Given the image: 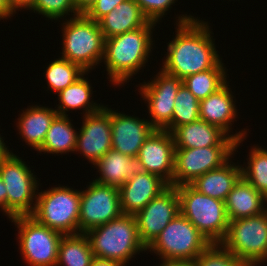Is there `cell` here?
I'll return each mask as SVG.
<instances>
[{
	"instance_id": "obj_1",
	"label": "cell",
	"mask_w": 267,
	"mask_h": 266,
	"mask_svg": "<svg viewBox=\"0 0 267 266\" xmlns=\"http://www.w3.org/2000/svg\"><path fill=\"white\" fill-rule=\"evenodd\" d=\"M178 18L176 35L168 42L161 69L181 80L208 69H226L216 51L208 22L187 14Z\"/></svg>"
},
{
	"instance_id": "obj_2",
	"label": "cell",
	"mask_w": 267,
	"mask_h": 266,
	"mask_svg": "<svg viewBox=\"0 0 267 266\" xmlns=\"http://www.w3.org/2000/svg\"><path fill=\"white\" fill-rule=\"evenodd\" d=\"M156 24L148 21L136 30L105 39L103 62L113 85H124L148 62Z\"/></svg>"
},
{
	"instance_id": "obj_3",
	"label": "cell",
	"mask_w": 267,
	"mask_h": 266,
	"mask_svg": "<svg viewBox=\"0 0 267 266\" xmlns=\"http://www.w3.org/2000/svg\"><path fill=\"white\" fill-rule=\"evenodd\" d=\"M95 257L126 266L137 253L147 251L140 240L134 215L122 214L86 233Z\"/></svg>"
},
{
	"instance_id": "obj_4",
	"label": "cell",
	"mask_w": 267,
	"mask_h": 266,
	"mask_svg": "<svg viewBox=\"0 0 267 266\" xmlns=\"http://www.w3.org/2000/svg\"><path fill=\"white\" fill-rule=\"evenodd\" d=\"M63 22L62 57L86 72L95 69L104 56L105 38L99 22L79 14Z\"/></svg>"
},
{
	"instance_id": "obj_5",
	"label": "cell",
	"mask_w": 267,
	"mask_h": 266,
	"mask_svg": "<svg viewBox=\"0 0 267 266\" xmlns=\"http://www.w3.org/2000/svg\"><path fill=\"white\" fill-rule=\"evenodd\" d=\"M180 213L186 217L210 243H221L228 231L229 219L225 202L198 192L190 184L177 186Z\"/></svg>"
},
{
	"instance_id": "obj_6",
	"label": "cell",
	"mask_w": 267,
	"mask_h": 266,
	"mask_svg": "<svg viewBox=\"0 0 267 266\" xmlns=\"http://www.w3.org/2000/svg\"><path fill=\"white\" fill-rule=\"evenodd\" d=\"M80 191L67 186L52 187L37 193L31 215L40 224L63 235L79 233Z\"/></svg>"
},
{
	"instance_id": "obj_7",
	"label": "cell",
	"mask_w": 267,
	"mask_h": 266,
	"mask_svg": "<svg viewBox=\"0 0 267 266\" xmlns=\"http://www.w3.org/2000/svg\"><path fill=\"white\" fill-rule=\"evenodd\" d=\"M210 244L208 239L179 213L146 249L159 255L161 260L193 262Z\"/></svg>"
},
{
	"instance_id": "obj_8",
	"label": "cell",
	"mask_w": 267,
	"mask_h": 266,
	"mask_svg": "<svg viewBox=\"0 0 267 266\" xmlns=\"http://www.w3.org/2000/svg\"><path fill=\"white\" fill-rule=\"evenodd\" d=\"M221 244L246 266L264 264L267 257V210L257 216L231 220Z\"/></svg>"
},
{
	"instance_id": "obj_9",
	"label": "cell",
	"mask_w": 267,
	"mask_h": 266,
	"mask_svg": "<svg viewBox=\"0 0 267 266\" xmlns=\"http://www.w3.org/2000/svg\"><path fill=\"white\" fill-rule=\"evenodd\" d=\"M33 174L26 162L13 152L0 162V176L7 190L9 219L33 214L39 188L38 178Z\"/></svg>"
},
{
	"instance_id": "obj_10",
	"label": "cell",
	"mask_w": 267,
	"mask_h": 266,
	"mask_svg": "<svg viewBox=\"0 0 267 266\" xmlns=\"http://www.w3.org/2000/svg\"><path fill=\"white\" fill-rule=\"evenodd\" d=\"M17 226L19 249L29 266H56L63 234L40 224L31 215L11 218Z\"/></svg>"
},
{
	"instance_id": "obj_11",
	"label": "cell",
	"mask_w": 267,
	"mask_h": 266,
	"mask_svg": "<svg viewBox=\"0 0 267 266\" xmlns=\"http://www.w3.org/2000/svg\"><path fill=\"white\" fill-rule=\"evenodd\" d=\"M246 140L235 142V146H208L204 148H175L172 186L192 183L206 172L217 169L233 157L234 151Z\"/></svg>"
},
{
	"instance_id": "obj_12",
	"label": "cell",
	"mask_w": 267,
	"mask_h": 266,
	"mask_svg": "<svg viewBox=\"0 0 267 266\" xmlns=\"http://www.w3.org/2000/svg\"><path fill=\"white\" fill-rule=\"evenodd\" d=\"M86 190L80 191L79 233L103 225L120 217L119 188L92 181Z\"/></svg>"
},
{
	"instance_id": "obj_13",
	"label": "cell",
	"mask_w": 267,
	"mask_h": 266,
	"mask_svg": "<svg viewBox=\"0 0 267 266\" xmlns=\"http://www.w3.org/2000/svg\"><path fill=\"white\" fill-rule=\"evenodd\" d=\"M154 80L140 84L139 93L148 104L150 124L155 130L172 131V116L175 96L183 81L160 69Z\"/></svg>"
},
{
	"instance_id": "obj_14",
	"label": "cell",
	"mask_w": 267,
	"mask_h": 266,
	"mask_svg": "<svg viewBox=\"0 0 267 266\" xmlns=\"http://www.w3.org/2000/svg\"><path fill=\"white\" fill-rule=\"evenodd\" d=\"M179 213L180 200L177 188L169 185L134 215L143 245L147 248Z\"/></svg>"
},
{
	"instance_id": "obj_15",
	"label": "cell",
	"mask_w": 267,
	"mask_h": 266,
	"mask_svg": "<svg viewBox=\"0 0 267 266\" xmlns=\"http://www.w3.org/2000/svg\"><path fill=\"white\" fill-rule=\"evenodd\" d=\"M83 117L75 151L94 164L112 148L111 108L104 106L100 111Z\"/></svg>"
},
{
	"instance_id": "obj_16",
	"label": "cell",
	"mask_w": 267,
	"mask_h": 266,
	"mask_svg": "<svg viewBox=\"0 0 267 266\" xmlns=\"http://www.w3.org/2000/svg\"><path fill=\"white\" fill-rule=\"evenodd\" d=\"M137 158L146 172L159 176L172 186L175 147L169 131L154 130L141 146Z\"/></svg>"
},
{
	"instance_id": "obj_17",
	"label": "cell",
	"mask_w": 267,
	"mask_h": 266,
	"mask_svg": "<svg viewBox=\"0 0 267 266\" xmlns=\"http://www.w3.org/2000/svg\"><path fill=\"white\" fill-rule=\"evenodd\" d=\"M111 109V142L118 152L137 157L141 146L155 130L147 119L118 113Z\"/></svg>"
},
{
	"instance_id": "obj_18",
	"label": "cell",
	"mask_w": 267,
	"mask_h": 266,
	"mask_svg": "<svg viewBox=\"0 0 267 266\" xmlns=\"http://www.w3.org/2000/svg\"><path fill=\"white\" fill-rule=\"evenodd\" d=\"M228 84V85H227ZM230 89L229 81L215 93L200 100L199 118L207 123L219 127L235 141L242 140L247 136L246 129L230 135L232 122L237 118L236 101ZM231 126V127H230Z\"/></svg>"
},
{
	"instance_id": "obj_19",
	"label": "cell",
	"mask_w": 267,
	"mask_h": 266,
	"mask_svg": "<svg viewBox=\"0 0 267 266\" xmlns=\"http://www.w3.org/2000/svg\"><path fill=\"white\" fill-rule=\"evenodd\" d=\"M169 185L155 174L138 173L119 188L123 214L135 215Z\"/></svg>"
},
{
	"instance_id": "obj_20",
	"label": "cell",
	"mask_w": 267,
	"mask_h": 266,
	"mask_svg": "<svg viewBox=\"0 0 267 266\" xmlns=\"http://www.w3.org/2000/svg\"><path fill=\"white\" fill-rule=\"evenodd\" d=\"M175 148L235 146V140L219 127L203 120L174 128L171 132Z\"/></svg>"
},
{
	"instance_id": "obj_21",
	"label": "cell",
	"mask_w": 267,
	"mask_h": 266,
	"mask_svg": "<svg viewBox=\"0 0 267 266\" xmlns=\"http://www.w3.org/2000/svg\"><path fill=\"white\" fill-rule=\"evenodd\" d=\"M93 165L100 174L94 181L116 188H120L134 175L146 172L137 157L126 156L113 148Z\"/></svg>"
},
{
	"instance_id": "obj_22",
	"label": "cell",
	"mask_w": 267,
	"mask_h": 266,
	"mask_svg": "<svg viewBox=\"0 0 267 266\" xmlns=\"http://www.w3.org/2000/svg\"><path fill=\"white\" fill-rule=\"evenodd\" d=\"M265 204L267 205V199L242 177L225 201L229 221L262 214L267 210Z\"/></svg>"
},
{
	"instance_id": "obj_23",
	"label": "cell",
	"mask_w": 267,
	"mask_h": 266,
	"mask_svg": "<svg viewBox=\"0 0 267 266\" xmlns=\"http://www.w3.org/2000/svg\"><path fill=\"white\" fill-rule=\"evenodd\" d=\"M241 177V165H236L229 159L221 167L196 178L190 185L204 195L225 202L228 193Z\"/></svg>"
},
{
	"instance_id": "obj_24",
	"label": "cell",
	"mask_w": 267,
	"mask_h": 266,
	"mask_svg": "<svg viewBox=\"0 0 267 266\" xmlns=\"http://www.w3.org/2000/svg\"><path fill=\"white\" fill-rule=\"evenodd\" d=\"M30 107V108H29ZM18 118L19 135L27 145L39 150L57 111L41 105L29 106Z\"/></svg>"
},
{
	"instance_id": "obj_25",
	"label": "cell",
	"mask_w": 267,
	"mask_h": 266,
	"mask_svg": "<svg viewBox=\"0 0 267 266\" xmlns=\"http://www.w3.org/2000/svg\"><path fill=\"white\" fill-rule=\"evenodd\" d=\"M149 20L134 0L120 3L104 16L99 25L105 39L143 27Z\"/></svg>"
},
{
	"instance_id": "obj_26",
	"label": "cell",
	"mask_w": 267,
	"mask_h": 266,
	"mask_svg": "<svg viewBox=\"0 0 267 266\" xmlns=\"http://www.w3.org/2000/svg\"><path fill=\"white\" fill-rule=\"evenodd\" d=\"M91 85L81 76L76 82L58 93L59 106L55 109L59 115H68L66 111L82 109L84 116L100 111L104 105L91 101Z\"/></svg>"
},
{
	"instance_id": "obj_27",
	"label": "cell",
	"mask_w": 267,
	"mask_h": 266,
	"mask_svg": "<svg viewBox=\"0 0 267 266\" xmlns=\"http://www.w3.org/2000/svg\"><path fill=\"white\" fill-rule=\"evenodd\" d=\"M68 115L57 114L51 122L39 153L64 154L75 152L77 134Z\"/></svg>"
},
{
	"instance_id": "obj_28",
	"label": "cell",
	"mask_w": 267,
	"mask_h": 266,
	"mask_svg": "<svg viewBox=\"0 0 267 266\" xmlns=\"http://www.w3.org/2000/svg\"><path fill=\"white\" fill-rule=\"evenodd\" d=\"M94 257L89 238L85 233L63 235L56 266H91Z\"/></svg>"
},
{
	"instance_id": "obj_29",
	"label": "cell",
	"mask_w": 267,
	"mask_h": 266,
	"mask_svg": "<svg viewBox=\"0 0 267 266\" xmlns=\"http://www.w3.org/2000/svg\"><path fill=\"white\" fill-rule=\"evenodd\" d=\"M48 90L59 93L69 85L76 82L86 72L80 65L63 58L53 60L45 70Z\"/></svg>"
},
{
	"instance_id": "obj_30",
	"label": "cell",
	"mask_w": 267,
	"mask_h": 266,
	"mask_svg": "<svg viewBox=\"0 0 267 266\" xmlns=\"http://www.w3.org/2000/svg\"><path fill=\"white\" fill-rule=\"evenodd\" d=\"M225 69H208L184 78L183 85L200 101L215 93L227 82Z\"/></svg>"
},
{
	"instance_id": "obj_31",
	"label": "cell",
	"mask_w": 267,
	"mask_h": 266,
	"mask_svg": "<svg viewBox=\"0 0 267 266\" xmlns=\"http://www.w3.org/2000/svg\"><path fill=\"white\" fill-rule=\"evenodd\" d=\"M248 156V166H241L242 178L267 199V150L254 146Z\"/></svg>"
},
{
	"instance_id": "obj_32",
	"label": "cell",
	"mask_w": 267,
	"mask_h": 266,
	"mask_svg": "<svg viewBox=\"0 0 267 266\" xmlns=\"http://www.w3.org/2000/svg\"><path fill=\"white\" fill-rule=\"evenodd\" d=\"M200 101L184 85L175 96L172 116V130L185 124L198 121Z\"/></svg>"
},
{
	"instance_id": "obj_33",
	"label": "cell",
	"mask_w": 267,
	"mask_h": 266,
	"mask_svg": "<svg viewBox=\"0 0 267 266\" xmlns=\"http://www.w3.org/2000/svg\"><path fill=\"white\" fill-rule=\"evenodd\" d=\"M192 266H246L221 243H211L193 262Z\"/></svg>"
},
{
	"instance_id": "obj_34",
	"label": "cell",
	"mask_w": 267,
	"mask_h": 266,
	"mask_svg": "<svg viewBox=\"0 0 267 266\" xmlns=\"http://www.w3.org/2000/svg\"><path fill=\"white\" fill-rule=\"evenodd\" d=\"M30 10L36 11L48 20H60L63 19V16L70 15V13L73 17L79 15L74 0H36Z\"/></svg>"
},
{
	"instance_id": "obj_35",
	"label": "cell",
	"mask_w": 267,
	"mask_h": 266,
	"mask_svg": "<svg viewBox=\"0 0 267 266\" xmlns=\"http://www.w3.org/2000/svg\"><path fill=\"white\" fill-rule=\"evenodd\" d=\"M140 7L143 15L152 22L159 23L166 11L177 0H134Z\"/></svg>"
},
{
	"instance_id": "obj_36",
	"label": "cell",
	"mask_w": 267,
	"mask_h": 266,
	"mask_svg": "<svg viewBox=\"0 0 267 266\" xmlns=\"http://www.w3.org/2000/svg\"><path fill=\"white\" fill-rule=\"evenodd\" d=\"M124 1L126 0H97L85 15L89 19L99 22L104 16Z\"/></svg>"
},
{
	"instance_id": "obj_37",
	"label": "cell",
	"mask_w": 267,
	"mask_h": 266,
	"mask_svg": "<svg viewBox=\"0 0 267 266\" xmlns=\"http://www.w3.org/2000/svg\"><path fill=\"white\" fill-rule=\"evenodd\" d=\"M16 12L13 10L11 0H0V19H8Z\"/></svg>"
},
{
	"instance_id": "obj_38",
	"label": "cell",
	"mask_w": 267,
	"mask_h": 266,
	"mask_svg": "<svg viewBox=\"0 0 267 266\" xmlns=\"http://www.w3.org/2000/svg\"><path fill=\"white\" fill-rule=\"evenodd\" d=\"M97 0H74L79 14H85Z\"/></svg>"
},
{
	"instance_id": "obj_39",
	"label": "cell",
	"mask_w": 267,
	"mask_h": 266,
	"mask_svg": "<svg viewBox=\"0 0 267 266\" xmlns=\"http://www.w3.org/2000/svg\"><path fill=\"white\" fill-rule=\"evenodd\" d=\"M11 1L13 10L15 12L19 9L30 10L36 3V0H11Z\"/></svg>"
},
{
	"instance_id": "obj_40",
	"label": "cell",
	"mask_w": 267,
	"mask_h": 266,
	"mask_svg": "<svg viewBox=\"0 0 267 266\" xmlns=\"http://www.w3.org/2000/svg\"><path fill=\"white\" fill-rule=\"evenodd\" d=\"M0 208H1V211H3L6 215L7 214V190L4 185L3 180L1 179V176H0Z\"/></svg>"
},
{
	"instance_id": "obj_41",
	"label": "cell",
	"mask_w": 267,
	"mask_h": 266,
	"mask_svg": "<svg viewBox=\"0 0 267 266\" xmlns=\"http://www.w3.org/2000/svg\"><path fill=\"white\" fill-rule=\"evenodd\" d=\"M91 266H124V265L113 260L94 257Z\"/></svg>"
},
{
	"instance_id": "obj_42",
	"label": "cell",
	"mask_w": 267,
	"mask_h": 266,
	"mask_svg": "<svg viewBox=\"0 0 267 266\" xmlns=\"http://www.w3.org/2000/svg\"><path fill=\"white\" fill-rule=\"evenodd\" d=\"M160 266H192V262L189 261H177V260H163ZM159 266V265H158Z\"/></svg>"
},
{
	"instance_id": "obj_43",
	"label": "cell",
	"mask_w": 267,
	"mask_h": 266,
	"mask_svg": "<svg viewBox=\"0 0 267 266\" xmlns=\"http://www.w3.org/2000/svg\"><path fill=\"white\" fill-rule=\"evenodd\" d=\"M3 138L4 137L1 138V135H0V162L4 160L11 153V151L5 145Z\"/></svg>"
}]
</instances>
